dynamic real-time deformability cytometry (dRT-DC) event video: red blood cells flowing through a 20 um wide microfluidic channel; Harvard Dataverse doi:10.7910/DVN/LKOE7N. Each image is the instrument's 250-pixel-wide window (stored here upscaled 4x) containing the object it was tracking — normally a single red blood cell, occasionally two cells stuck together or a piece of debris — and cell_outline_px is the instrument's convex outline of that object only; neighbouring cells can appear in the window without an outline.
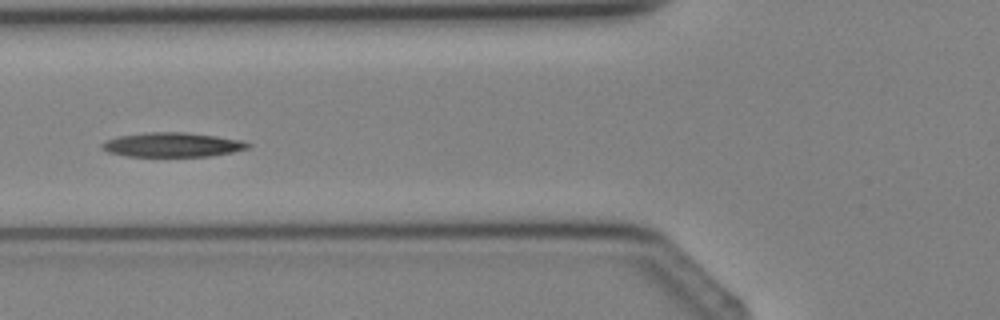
{"species": "Egyptian fruit bat (a non-hibernating species)", "species_latin": "Rousettus aegyptiacus", "temperature_condition": "cold", "stored_images_in_passage": 3, "camera_frame_rate_fps": 3000, "um_per_image_px": 0.085, "animal": {"sex": "female"}, "frame": {"image": 1, "passage_image": 3, "time_ms": 2.333, "image_size_px": [1000, 320], "cell_outline_px": [[252, 144], [248, 148], [232, 152], [208, 156], [128, 156], [108, 152], [100, 148], [100, 144], [104, 140], [116, 136], [144, 132], [188, 132], [216, 136], [240, 140]], "centroid_in_image_um": [14.58, 12.29], "position_along_channel_um": 111.2, "area_um2": 20.87}}